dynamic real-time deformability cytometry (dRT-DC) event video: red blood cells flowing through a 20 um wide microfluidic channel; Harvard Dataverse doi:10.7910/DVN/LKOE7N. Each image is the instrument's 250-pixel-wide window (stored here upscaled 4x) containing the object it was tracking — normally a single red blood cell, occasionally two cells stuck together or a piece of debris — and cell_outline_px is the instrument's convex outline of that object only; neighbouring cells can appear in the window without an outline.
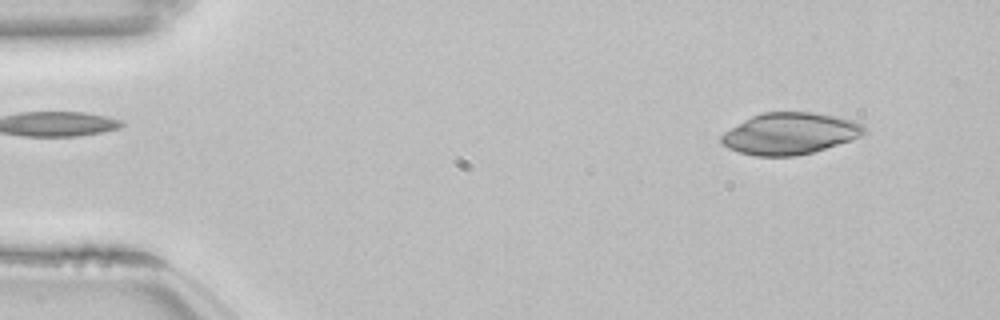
{"species": "common noctule bat (a hibernating species)", "species_latin": "Nyctalus noctula", "temperature_condition": "room temperature", "stored_images_in_passage": 53, "camera_frame_rate_fps": 3000, "um_per_image_px": 0.085, "animal": {"sex": "female", "body_mass_g": 22.7, "forearm_length_mm": 54.2}, "frame": {"image": 1, "passage_image": 5, "time_ms": 1.333, "image_size_px": [1000, 320], "cell_outline_px": [[868, 132], [852, 140], [812, 152], [796, 156], [756, 156], [740, 152], [728, 148], [720, 140], [720, 136], [724, 132], [744, 120], [752, 116], [764, 112], [812, 112], [836, 116], [856, 120]], "centroid_in_image_um": [67.16, 11.35], "position_along_channel_um": 17.8, "area_um2": 34.56}}